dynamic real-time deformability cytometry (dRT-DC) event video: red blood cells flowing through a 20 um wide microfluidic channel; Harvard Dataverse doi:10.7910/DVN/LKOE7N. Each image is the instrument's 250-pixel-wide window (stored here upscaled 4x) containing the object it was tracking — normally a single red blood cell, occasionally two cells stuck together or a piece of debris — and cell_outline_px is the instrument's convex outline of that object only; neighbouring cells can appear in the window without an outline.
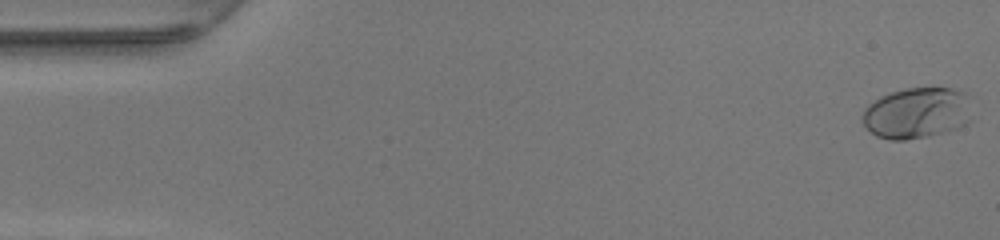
{"species": "human", "species_latin": "Homo sapiens", "temperature_condition": "warm", "stored_images_in_passage": 49, "camera_frame_rate_fps": 3000, "um_per_image_px": 0.085, "donor": {"sex": "female"}, "frame": {"image": 1, "passage_image": 1, "time_ms": 0.0, "image_size_px": [1000, 240], "cell_outline_px": [[968, 124], [944, 132], [928, 136], [904, 140], [888, 140], [876, 136], [860, 120], [860, 116], [864, 108], [868, 104], [880, 96], [904, 88], [952, 88], [964, 92], [968, 120]], "centroid_in_image_um": [77.82, 9.61], "position_along_channel_um": 7.2, "area_um2": 32.25}}
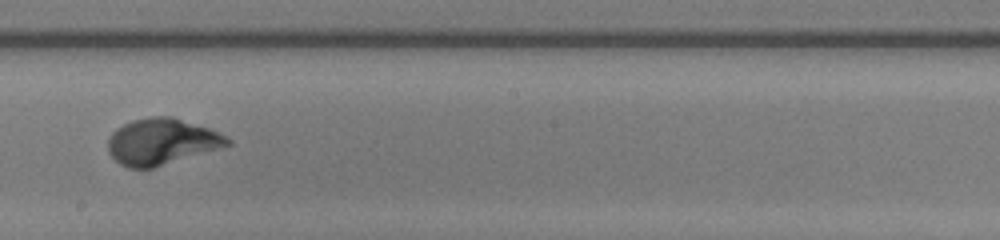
{"frame": {"image": 2, "passage_image": 28, "time_ms": 9.0, "image_size_px": [1000, 240], "cell_outline_px": [[232, 144], [152, 168], [128, 168], [120, 164], [108, 152], [108, 136], [116, 128], [132, 120], [152, 116], [172, 116], [208, 128], [232, 140]], "centroid_in_image_um": [13.69, 12.03], "position_along_channel_um": 234.5, "area_um2": 31.85}}
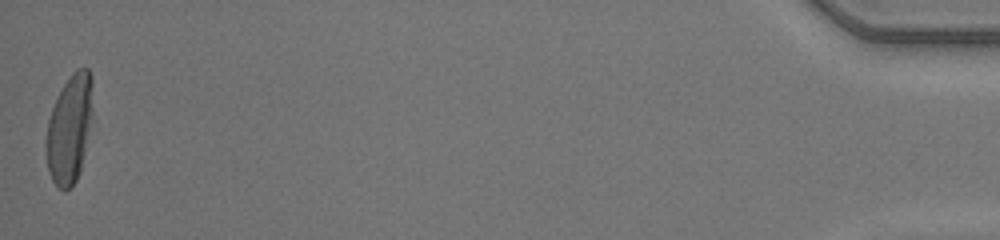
{"frame": {"image": 3, "passage_image": 49, "time_ms": 16.0, "image_size_px": [1000, 240], "cell_outline_px": [[92, 112], [80, 172], [76, 180], [64, 192], [52, 180], [48, 172], [44, 152], [44, 144], [48, 120], [52, 108], [64, 84], [72, 72], [76, 68], [88, 68], [92, 76]], "centroid_in_image_um": [5.87, 10.95], "position_along_channel_um": 429.3, "area_um2": 29.48}, "authors_computed_cell_mechanics": {"area_um2": 31.3276, "velocity_mm_per_s": 4.2435, "shape_relaxation_time_tau1_ms": 2.4714, "shape_relaxation_time_tau2_ms": null, "deformation_change_tau1": 0.2025, "deformation_change_tau2": null}}